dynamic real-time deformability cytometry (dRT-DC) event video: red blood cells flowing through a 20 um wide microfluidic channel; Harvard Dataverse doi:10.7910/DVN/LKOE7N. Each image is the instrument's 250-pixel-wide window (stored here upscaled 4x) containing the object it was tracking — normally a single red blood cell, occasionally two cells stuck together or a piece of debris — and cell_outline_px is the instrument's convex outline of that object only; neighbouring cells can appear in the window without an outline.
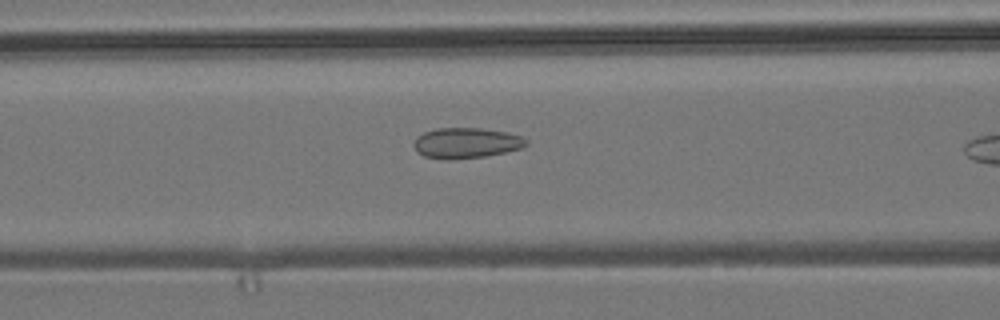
{"species": "common noctule bat (a hibernating species)", "species_latin": "Nyctalus noctula", "temperature_condition": "room temperature", "stored_images_in_passage": 15, "camera_frame_rate_fps": 3000, "um_per_image_px": 0.085, "animal": {"sex": "male", "body_mass_g": 19.2, "forearm_length_mm": 51.8}, "frame": {"image": 1, "passage_image": 13, "time_ms": 4.0, "image_size_px": [1000, 320], "cell_outline_px": [[528, 144], [520, 148], [504, 152], [484, 156], [424, 156], [416, 152], [412, 144], [416, 136], [424, 132], [436, 128], [480, 128], [508, 132], [520, 136], [528, 140]], "centroid_in_image_um": [39.63, 12.09], "position_along_channel_um": 127.0, "area_um2": 19.19}}